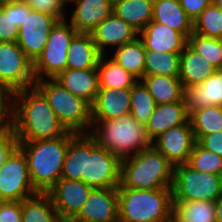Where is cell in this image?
Instances as JSON below:
<instances>
[{"mask_svg":"<svg viewBox=\"0 0 222 222\" xmlns=\"http://www.w3.org/2000/svg\"><path fill=\"white\" fill-rule=\"evenodd\" d=\"M11 127L19 141L52 139L68 132L35 86L11 94Z\"/></svg>","mask_w":222,"mask_h":222,"instance_id":"1","label":"cell"},{"mask_svg":"<svg viewBox=\"0 0 222 222\" xmlns=\"http://www.w3.org/2000/svg\"><path fill=\"white\" fill-rule=\"evenodd\" d=\"M76 135L35 141H19L18 148L26 157L32 186L37 192L46 193L60 179L70 140Z\"/></svg>","mask_w":222,"mask_h":222,"instance_id":"2","label":"cell"},{"mask_svg":"<svg viewBox=\"0 0 222 222\" xmlns=\"http://www.w3.org/2000/svg\"><path fill=\"white\" fill-rule=\"evenodd\" d=\"M174 166L152 145L121 159L118 188L156 190L172 188Z\"/></svg>","mask_w":222,"mask_h":222,"instance_id":"3","label":"cell"},{"mask_svg":"<svg viewBox=\"0 0 222 222\" xmlns=\"http://www.w3.org/2000/svg\"><path fill=\"white\" fill-rule=\"evenodd\" d=\"M97 144L120 159L136 155L152 145L146 127L131 115L114 119L92 120L89 133Z\"/></svg>","mask_w":222,"mask_h":222,"instance_id":"4","label":"cell"},{"mask_svg":"<svg viewBox=\"0 0 222 222\" xmlns=\"http://www.w3.org/2000/svg\"><path fill=\"white\" fill-rule=\"evenodd\" d=\"M172 188H118V222H171Z\"/></svg>","mask_w":222,"mask_h":222,"instance_id":"5","label":"cell"},{"mask_svg":"<svg viewBox=\"0 0 222 222\" xmlns=\"http://www.w3.org/2000/svg\"><path fill=\"white\" fill-rule=\"evenodd\" d=\"M48 100L60 123L69 132L89 134L92 128L91 105L73 95L54 78L37 80L34 85Z\"/></svg>","mask_w":222,"mask_h":222,"instance_id":"6","label":"cell"},{"mask_svg":"<svg viewBox=\"0 0 222 222\" xmlns=\"http://www.w3.org/2000/svg\"><path fill=\"white\" fill-rule=\"evenodd\" d=\"M222 194V176L198 172L187 163L174 166L173 201L215 202Z\"/></svg>","mask_w":222,"mask_h":222,"instance_id":"7","label":"cell"},{"mask_svg":"<svg viewBox=\"0 0 222 222\" xmlns=\"http://www.w3.org/2000/svg\"><path fill=\"white\" fill-rule=\"evenodd\" d=\"M77 30L66 20H59L52 28L43 52L33 62L35 80L55 78L67 69V52Z\"/></svg>","mask_w":222,"mask_h":222,"instance_id":"8","label":"cell"},{"mask_svg":"<svg viewBox=\"0 0 222 222\" xmlns=\"http://www.w3.org/2000/svg\"><path fill=\"white\" fill-rule=\"evenodd\" d=\"M121 159L97 144L86 134V165L82 181L97 188H118L120 183Z\"/></svg>","mask_w":222,"mask_h":222,"instance_id":"9","label":"cell"},{"mask_svg":"<svg viewBox=\"0 0 222 222\" xmlns=\"http://www.w3.org/2000/svg\"><path fill=\"white\" fill-rule=\"evenodd\" d=\"M33 62L17 42H0V89L12 94L34 87Z\"/></svg>","mask_w":222,"mask_h":222,"instance_id":"10","label":"cell"},{"mask_svg":"<svg viewBox=\"0 0 222 222\" xmlns=\"http://www.w3.org/2000/svg\"><path fill=\"white\" fill-rule=\"evenodd\" d=\"M59 20L53 14L32 9L25 1V19L19 27L17 43L32 62L43 52L49 34Z\"/></svg>","mask_w":222,"mask_h":222,"instance_id":"11","label":"cell"},{"mask_svg":"<svg viewBox=\"0 0 222 222\" xmlns=\"http://www.w3.org/2000/svg\"><path fill=\"white\" fill-rule=\"evenodd\" d=\"M37 193L32 186L26 157L17 148L0 169V201H23Z\"/></svg>","mask_w":222,"mask_h":222,"instance_id":"12","label":"cell"},{"mask_svg":"<svg viewBox=\"0 0 222 222\" xmlns=\"http://www.w3.org/2000/svg\"><path fill=\"white\" fill-rule=\"evenodd\" d=\"M94 188L83 181L61 178L46 193L64 222H72L81 212Z\"/></svg>","mask_w":222,"mask_h":222,"instance_id":"13","label":"cell"},{"mask_svg":"<svg viewBox=\"0 0 222 222\" xmlns=\"http://www.w3.org/2000/svg\"><path fill=\"white\" fill-rule=\"evenodd\" d=\"M196 143L190 120L168 129L152 141V146L173 165L185 164Z\"/></svg>","mask_w":222,"mask_h":222,"instance_id":"14","label":"cell"},{"mask_svg":"<svg viewBox=\"0 0 222 222\" xmlns=\"http://www.w3.org/2000/svg\"><path fill=\"white\" fill-rule=\"evenodd\" d=\"M70 4L65 19L78 33H91L113 10L111 0H73Z\"/></svg>","mask_w":222,"mask_h":222,"instance_id":"15","label":"cell"},{"mask_svg":"<svg viewBox=\"0 0 222 222\" xmlns=\"http://www.w3.org/2000/svg\"><path fill=\"white\" fill-rule=\"evenodd\" d=\"M91 35L100 54L108 55L111 49L115 50L135 41L139 37V32L112 12L108 18L97 25Z\"/></svg>","mask_w":222,"mask_h":222,"instance_id":"16","label":"cell"},{"mask_svg":"<svg viewBox=\"0 0 222 222\" xmlns=\"http://www.w3.org/2000/svg\"><path fill=\"white\" fill-rule=\"evenodd\" d=\"M72 222H118V188L93 189Z\"/></svg>","mask_w":222,"mask_h":222,"instance_id":"17","label":"cell"},{"mask_svg":"<svg viewBox=\"0 0 222 222\" xmlns=\"http://www.w3.org/2000/svg\"><path fill=\"white\" fill-rule=\"evenodd\" d=\"M131 88H99L91 105V119L105 120L130 115Z\"/></svg>","mask_w":222,"mask_h":222,"instance_id":"18","label":"cell"},{"mask_svg":"<svg viewBox=\"0 0 222 222\" xmlns=\"http://www.w3.org/2000/svg\"><path fill=\"white\" fill-rule=\"evenodd\" d=\"M146 50L181 53L188 45V38L171 27L150 21L139 33Z\"/></svg>","mask_w":222,"mask_h":222,"instance_id":"19","label":"cell"},{"mask_svg":"<svg viewBox=\"0 0 222 222\" xmlns=\"http://www.w3.org/2000/svg\"><path fill=\"white\" fill-rule=\"evenodd\" d=\"M186 112L210 105L222 106V69H217L203 83L184 90Z\"/></svg>","mask_w":222,"mask_h":222,"instance_id":"20","label":"cell"},{"mask_svg":"<svg viewBox=\"0 0 222 222\" xmlns=\"http://www.w3.org/2000/svg\"><path fill=\"white\" fill-rule=\"evenodd\" d=\"M65 89L92 105L99 91L97 67L88 69H66L55 78Z\"/></svg>","mask_w":222,"mask_h":222,"instance_id":"21","label":"cell"},{"mask_svg":"<svg viewBox=\"0 0 222 222\" xmlns=\"http://www.w3.org/2000/svg\"><path fill=\"white\" fill-rule=\"evenodd\" d=\"M189 120L184 98L174 103L156 105L152 116L146 124L147 135L152 142L168 129L183 125Z\"/></svg>","mask_w":222,"mask_h":222,"instance_id":"22","label":"cell"},{"mask_svg":"<svg viewBox=\"0 0 222 222\" xmlns=\"http://www.w3.org/2000/svg\"><path fill=\"white\" fill-rule=\"evenodd\" d=\"M217 69L188 45L181 52L179 79L183 89L203 83Z\"/></svg>","mask_w":222,"mask_h":222,"instance_id":"23","label":"cell"},{"mask_svg":"<svg viewBox=\"0 0 222 222\" xmlns=\"http://www.w3.org/2000/svg\"><path fill=\"white\" fill-rule=\"evenodd\" d=\"M152 21L165 24L187 38L193 33V21L183 10L179 0H154Z\"/></svg>","mask_w":222,"mask_h":222,"instance_id":"24","label":"cell"},{"mask_svg":"<svg viewBox=\"0 0 222 222\" xmlns=\"http://www.w3.org/2000/svg\"><path fill=\"white\" fill-rule=\"evenodd\" d=\"M100 56L91 33H78L68 48L67 69L95 68Z\"/></svg>","mask_w":222,"mask_h":222,"instance_id":"25","label":"cell"},{"mask_svg":"<svg viewBox=\"0 0 222 222\" xmlns=\"http://www.w3.org/2000/svg\"><path fill=\"white\" fill-rule=\"evenodd\" d=\"M154 0H117L112 12L139 33L152 21Z\"/></svg>","mask_w":222,"mask_h":222,"instance_id":"26","label":"cell"},{"mask_svg":"<svg viewBox=\"0 0 222 222\" xmlns=\"http://www.w3.org/2000/svg\"><path fill=\"white\" fill-rule=\"evenodd\" d=\"M141 81L148 88L156 105L174 103L184 98V89L179 77L144 76Z\"/></svg>","mask_w":222,"mask_h":222,"instance_id":"27","label":"cell"},{"mask_svg":"<svg viewBox=\"0 0 222 222\" xmlns=\"http://www.w3.org/2000/svg\"><path fill=\"white\" fill-rule=\"evenodd\" d=\"M111 52L109 56L138 80L145 76L146 49L139 37Z\"/></svg>","mask_w":222,"mask_h":222,"instance_id":"28","label":"cell"},{"mask_svg":"<svg viewBox=\"0 0 222 222\" xmlns=\"http://www.w3.org/2000/svg\"><path fill=\"white\" fill-rule=\"evenodd\" d=\"M97 73L99 88H132L138 81L136 77L114 61L109 54L100 56L97 64Z\"/></svg>","mask_w":222,"mask_h":222,"instance_id":"29","label":"cell"},{"mask_svg":"<svg viewBox=\"0 0 222 222\" xmlns=\"http://www.w3.org/2000/svg\"><path fill=\"white\" fill-rule=\"evenodd\" d=\"M22 222H64L47 193L38 192L22 201Z\"/></svg>","mask_w":222,"mask_h":222,"instance_id":"30","label":"cell"},{"mask_svg":"<svg viewBox=\"0 0 222 222\" xmlns=\"http://www.w3.org/2000/svg\"><path fill=\"white\" fill-rule=\"evenodd\" d=\"M215 202L173 201L172 219L175 222H216Z\"/></svg>","mask_w":222,"mask_h":222,"instance_id":"31","label":"cell"},{"mask_svg":"<svg viewBox=\"0 0 222 222\" xmlns=\"http://www.w3.org/2000/svg\"><path fill=\"white\" fill-rule=\"evenodd\" d=\"M86 165V134H76L69 143L61 178L82 181Z\"/></svg>","mask_w":222,"mask_h":222,"instance_id":"32","label":"cell"},{"mask_svg":"<svg viewBox=\"0 0 222 222\" xmlns=\"http://www.w3.org/2000/svg\"><path fill=\"white\" fill-rule=\"evenodd\" d=\"M181 53L146 50L145 76L179 77Z\"/></svg>","mask_w":222,"mask_h":222,"instance_id":"33","label":"cell"},{"mask_svg":"<svg viewBox=\"0 0 222 222\" xmlns=\"http://www.w3.org/2000/svg\"><path fill=\"white\" fill-rule=\"evenodd\" d=\"M196 142L204 135L222 131V106H207L189 115Z\"/></svg>","mask_w":222,"mask_h":222,"instance_id":"34","label":"cell"},{"mask_svg":"<svg viewBox=\"0 0 222 222\" xmlns=\"http://www.w3.org/2000/svg\"><path fill=\"white\" fill-rule=\"evenodd\" d=\"M155 107L156 103L148 88L141 80H138L131 88L130 115L140 124L146 126Z\"/></svg>","mask_w":222,"mask_h":222,"instance_id":"35","label":"cell"},{"mask_svg":"<svg viewBox=\"0 0 222 222\" xmlns=\"http://www.w3.org/2000/svg\"><path fill=\"white\" fill-rule=\"evenodd\" d=\"M193 33L222 39V12L214 3H210L193 21Z\"/></svg>","mask_w":222,"mask_h":222,"instance_id":"36","label":"cell"},{"mask_svg":"<svg viewBox=\"0 0 222 222\" xmlns=\"http://www.w3.org/2000/svg\"><path fill=\"white\" fill-rule=\"evenodd\" d=\"M188 46L203 55L216 69H222V39L207 38L192 33L188 37Z\"/></svg>","mask_w":222,"mask_h":222,"instance_id":"37","label":"cell"},{"mask_svg":"<svg viewBox=\"0 0 222 222\" xmlns=\"http://www.w3.org/2000/svg\"><path fill=\"white\" fill-rule=\"evenodd\" d=\"M187 164L198 172H209L222 176V157L201 147L197 142Z\"/></svg>","mask_w":222,"mask_h":222,"instance_id":"38","label":"cell"},{"mask_svg":"<svg viewBox=\"0 0 222 222\" xmlns=\"http://www.w3.org/2000/svg\"><path fill=\"white\" fill-rule=\"evenodd\" d=\"M19 27L11 19V2L0 4V42H17Z\"/></svg>","mask_w":222,"mask_h":222,"instance_id":"39","label":"cell"},{"mask_svg":"<svg viewBox=\"0 0 222 222\" xmlns=\"http://www.w3.org/2000/svg\"><path fill=\"white\" fill-rule=\"evenodd\" d=\"M27 4L34 10L53 14L60 20L65 19L68 11L67 5L62 0H25Z\"/></svg>","mask_w":222,"mask_h":222,"instance_id":"40","label":"cell"},{"mask_svg":"<svg viewBox=\"0 0 222 222\" xmlns=\"http://www.w3.org/2000/svg\"><path fill=\"white\" fill-rule=\"evenodd\" d=\"M19 139L12 127L0 133V169L9 156L18 148Z\"/></svg>","mask_w":222,"mask_h":222,"instance_id":"41","label":"cell"},{"mask_svg":"<svg viewBox=\"0 0 222 222\" xmlns=\"http://www.w3.org/2000/svg\"><path fill=\"white\" fill-rule=\"evenodd\" d=\"M0 222H22V201H0Z\"/></svg>","mask_w":222,"mask_h":222,"instance_id":"42","label":"cell"},{"mask_svg":"<svg viewBox=\"0 0 222 222\" xmlns=\"http://www.w3.org/2000/svg\"><path fill=\"white\" fill-rule=\"evenodd\" d=\"M11 127V94L0 89V133Z\"/></svg>","mask_w":222,"mask_h":222,"instance_id":"43","label":"cell"},{"mask_svg":"<svg viewBox=\"0 0 222 222\" xmlns=\"http://www.w3.org/2000/svg\"><path fill=\"white\" fill-rule=\"evenodd\" d=\"M197 143L222 157V131L202 136Z\"/></svg>","mask_w":222,"mask_h":222,"instance_id":"44","label":"cell"},{"mask_svg":"<svg viewBox=\"0 0 222 222\" xmlns=\"http://www.w3.org/2000/svg\"><path fill=\"white\" fill-rule=\"evenodd\" d=\"M187 16L194 21L210 4L208 0H179Z\"/></svg>","mask_w":222,"mask_h":222,"instance_id":"45","label":"cell"},{"mask_svg":"<svg viewBox=\"0 0 222 222\" xmlns=\"http://www.w3.org/2000/svg\"><path fill=\"white\" fill-rule=\"evenodd\" d=\"M11 19L20 27L25 19V0L11 2Z\"/></svg>","mask_w":222,"mask_h":222,"instance_id":"46","label":"cell"},{"mask_svg":"<svg viewBox=\"0 0 222 222\" xmlns=\"http://www.w3.org/2000/svg\"><path fill=\"white\" fill-rule=\"evenodd\" d=\"M215 207H216V222H222V194L221 196L215 201Z\"/></svg>","mask_w":222,"mask_h":222,"instance_id":"47","label":"cell"},{"mask_svg":"<svg viewBox=\"0 0 222 222\" xmlns=\"http://www.w3.org/2000/svg\"><path fill=\"white\" fill-rule=\"evenodd\" d=\"M214 4H215V5L220 9V11L222 12V0H217Z\"/></svg>","mask_w":222,"mask_h":222,"instance_id":"48","label":"cell"},{"mask_svg":"<svg viewBox=\"0 0 222 222\" xmlns=\"http://www.w3.org/2000/svg\"><path fill=\"white\" fill-rule=\"evenodd\" d=\"M13 1H18V0H0V4L6 3V2H13Z\"/></svg>","mask_w":222,"mask_h":222,"instance_id":"49","label":"cell"},{"mask_svg":"<svg viewBox=\"0 0 222 222\" xmlns=\"http://www.w3.org/2000/svg\"><path fill=\"white\" fill-rule=\"evenodd\" d=\"M67 6L70 5V3L73 1V0H62Z\"/></svg>","mask_w":222,"mask_h":222,"instance_id":"50","label":"cell"},{"mask_svg":"<svg viewBox=\"0 0 222 222\" xmlns=\"http://www.w3.org/2000/svg\"><path fill=\"white\" fill-rule=\"evenodd\" d=\"M210 3H215L217 0H208Z\"/></svg>","mask_w":222,"mask_h":222,"instance_id":"51","label":"cell"}]
</instances>
